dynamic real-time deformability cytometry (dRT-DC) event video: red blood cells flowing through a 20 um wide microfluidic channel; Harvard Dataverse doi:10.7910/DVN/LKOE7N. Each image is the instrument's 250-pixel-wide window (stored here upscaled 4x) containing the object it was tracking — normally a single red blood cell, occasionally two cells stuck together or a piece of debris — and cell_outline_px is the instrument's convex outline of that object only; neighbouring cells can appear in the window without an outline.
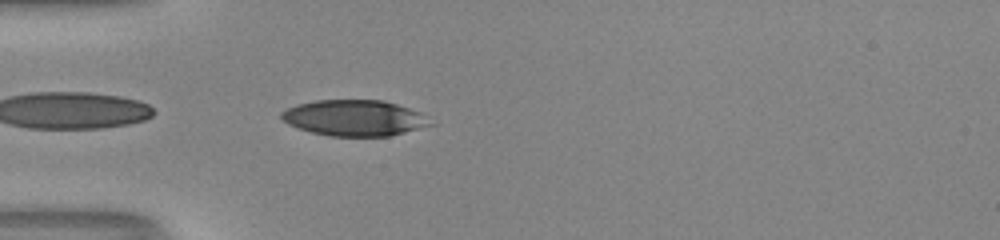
{"species": "human", "species_latin": "Homo sapiens", "temperature_condition": "room temperature", "stored_images_in_passage": 36, "camera_frame_rate_fps": 3000, "um_per_image_px": 0.085, "donor": {"sex": "male"}, "frame": {"image": 1, "passage_image": 1, "time_ms": 0.0, "image_size_px": [1000, 240], "cell_outline_px": [[436, 124], [388, 136], [332, 136], [312, 132], [288, 124], [280, 116], [280, 112], [296, 104], [316, 100], [384, 100], [420, 112]], "centroid_in_image_um": [30.13, 10.02], "position_along_channel_um": 54.9, "area_um2": 31.04}}
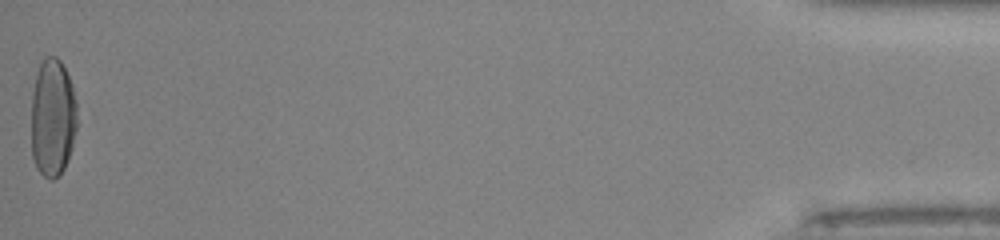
{"frame": {"image": 2, "passage_image": 36, "time_ms": 11.667, "image_size_px": [1000, 240], "cell_outline_px": [[76, 128], [72, 148], [68, 160], [64, 168], [52, 180], [48, 180], [36, 168], [32, 156], [32, 92], [36, 72], [44, 56], [56, 56], [60, 60], [72, 84], [76, 104]], "centroid_in_image_um": [4.47, 10.0], "position_along_channel_um": 430.7, "area_um2": 31.67}, "authors_computed_cell_mechanics": {"area_um2": 32.5703, "velocity_mm_per_s": 4.1372, "shape_relaxation_time_tau1_ms": 5.1492, "shape_relaxation_time_tau2_ms": null, "deformation_change_tau1": 0.2293, "deformation_change_tau2": null}}